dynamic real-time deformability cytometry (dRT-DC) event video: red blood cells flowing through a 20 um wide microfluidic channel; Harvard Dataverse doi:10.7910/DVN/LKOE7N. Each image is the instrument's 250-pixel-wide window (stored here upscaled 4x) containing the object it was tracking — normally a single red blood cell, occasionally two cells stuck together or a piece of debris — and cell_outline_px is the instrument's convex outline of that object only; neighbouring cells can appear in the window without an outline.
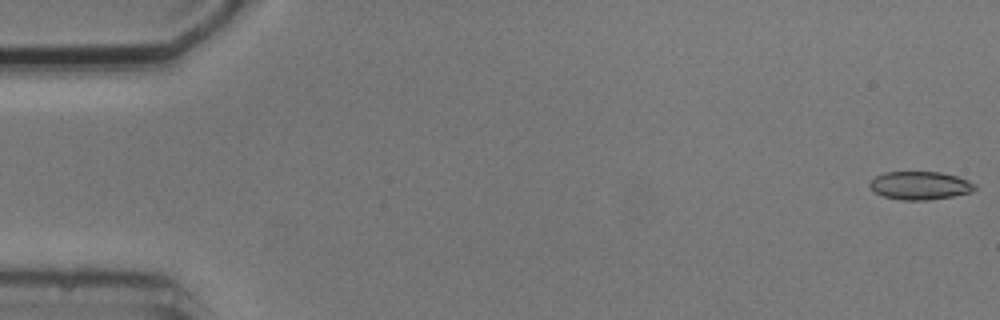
{"species": "common noctule bat (a hibernating species)", "species_latin": "Nyctalus noctula", "temperature_condition": "cold", "stored_images_in_passage": 6, "camera_frame_rate_fps": 3000, "um_per_image_px": 0.085, "animal": {"sex": "male", "body_mass_g": 20.5, "forearm_length_mm": 52.5}, "frame": {"image": 1, "passage_image": 1, "time_ms": 0.0, "image_size_px": [1000, 320], "cell_outline_px": [[976, 188], [972, 192], [952, 196], [928, 200], [900, 200], [884, 196], [876, 192], [868, 184], [876, 176], [884, 172], [940, 172], [956, 176], [968, 180], [976, 184]], "centroid_in_image_um": [78.22, 15.77], "position_along_channel_um": 6.8, "area_um2": 17.17}}
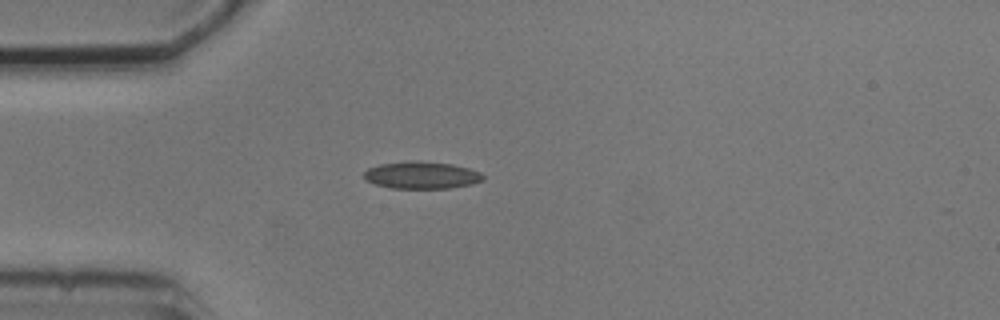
{"frame": {"image": 2, "passage_image": 5, "time_ms": 4.667, "image_size_px": [1000, 320], "cell_outline_px": [[484, 180], [472, 184], [448, 188], [392, 188], [376, 184], [364, 180], [364, 172], [368, 168], [380, 164], [452, 164], [468, 168], [480, 172], [484, 176]], "centroid_in_image_um": [35.86, 14.95], "position_along_channel_um": 49.1, "area_um2": 17.8}}